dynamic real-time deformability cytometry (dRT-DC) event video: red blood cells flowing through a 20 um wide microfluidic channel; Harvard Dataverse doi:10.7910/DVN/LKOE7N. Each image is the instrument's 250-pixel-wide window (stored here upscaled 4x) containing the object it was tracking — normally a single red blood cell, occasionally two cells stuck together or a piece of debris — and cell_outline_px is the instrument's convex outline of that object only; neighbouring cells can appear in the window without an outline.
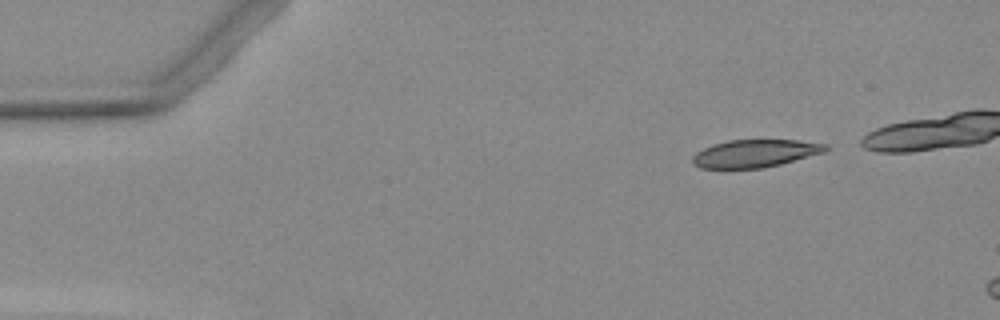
{"species": "Egyptian fruit bat (a non-hibernating species)", "species_latin": "Rousettus aegyptiacus", "temperature_condition": "warm", "stored_images_in_passage": 3, "camera_frame_rate_fps": 3000, "um_per_image_px": 0.085, "animal": {"sex": "female"}, "frame": {"image": 1, "passage_image": 1, "time_ms": 0.0, "image_size_px": [1000, 320], "cell_outline_px": [[828, 152], [764, 168], [700, 168], [692, 164], [692, 156], [696, 152], [712, 144], [728, 140], [796, 140], [828, 144]], "centroid_in_image_um": [64.2, 13.04], "position_along_channel_um": 20.8, "area_um2": 21.68}}